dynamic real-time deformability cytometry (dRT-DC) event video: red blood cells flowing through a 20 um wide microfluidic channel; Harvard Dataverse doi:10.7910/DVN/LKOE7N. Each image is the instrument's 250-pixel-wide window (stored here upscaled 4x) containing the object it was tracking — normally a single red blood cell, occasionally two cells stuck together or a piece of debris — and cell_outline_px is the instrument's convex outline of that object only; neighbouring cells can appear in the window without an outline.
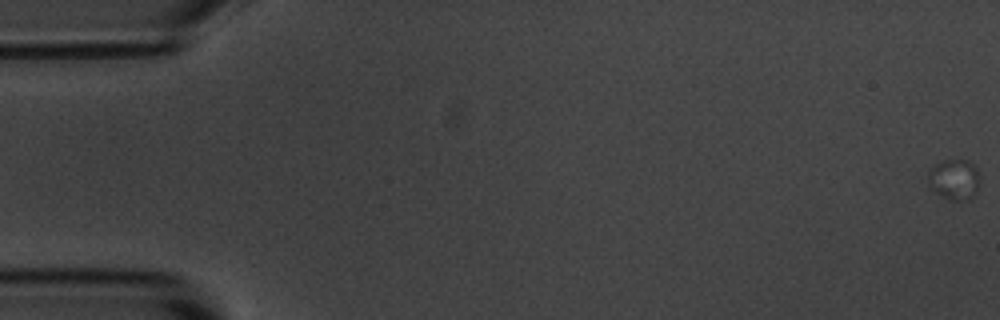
{"species": "common noctule bat (a hibernating species)", "species_latin": "Nyctalus noctula", "temperature_condition": "room temperature", "stored_images_in_passage": 5, "camera_frame_rate_fps": 3000, "um_per_image_px": 0.085, "animal": {"sex": "male", "body_mass_g": 20.1, "forearm_length_mm": 53.5}, "frame": {"image": 1, "passage_image": 1, "time_ms": 0.0, "image_size_px": [1000, 320], "cell_outline_px": [[980, 184], [976, 196], [968, 200], [948, 200], [936, 192], [932, 188], [928, 180], [928, 172], [940, 160], [968, 160], [976, 168]], "centroid_in_image_um": [81.15, 15.27], "position_along_channel_um": 3.9, "area_um2": 12.31}}